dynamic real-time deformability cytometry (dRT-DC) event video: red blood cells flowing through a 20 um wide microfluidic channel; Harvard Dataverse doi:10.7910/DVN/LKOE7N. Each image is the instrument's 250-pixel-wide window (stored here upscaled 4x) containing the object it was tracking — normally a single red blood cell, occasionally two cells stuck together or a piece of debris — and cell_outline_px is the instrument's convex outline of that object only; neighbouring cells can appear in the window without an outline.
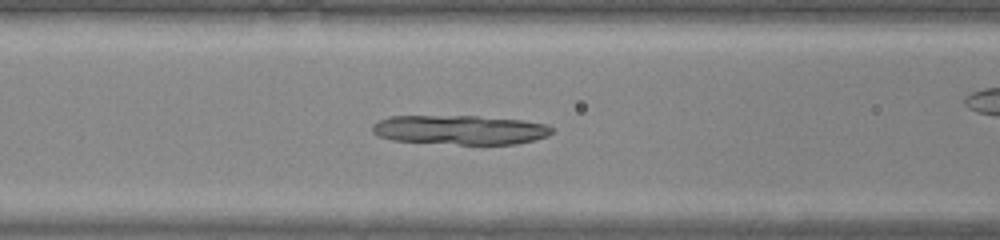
{"species": "common noctule bat (a hibernating species)", "species_latin": "Nyctalus noctula", "temperature_condition": "warm", "stored_images_in_passage": 46, "camera_frame_rate_fps": 3000, "um_per_image_px": 0.085, "animal": {"sex": "male", "body_mass_g": 20.0, "forearm_length_mm": 53.3}, "frame": {"image": 1, "passage_image": 19, "time_ms": 6.0, "image_size_px": [1000, 240], "cell_outline_px": [[552, 132], [548, 136], [536, 140], [516, 144], [460, 144], [392, 140], [376, 136], [372, 132], [372, 124], [380, 120], [392, 116], [476, 116], [524, 120], [548, 124], [552, 128]], "centroid_in_image_um": [39.13, 11.03], "position_along_channel_um": 127.5, "area_um2": 30.81}}
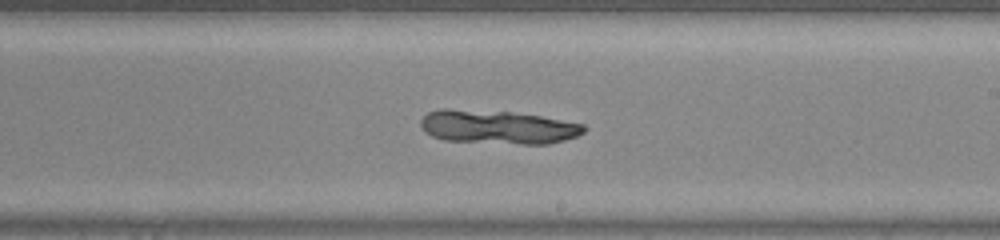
{"frame": {"image": 2, "passage_image": 27, "time_ms": 8.667, "image_size_px": [1000, 240], "cell_outline_px": [[588, 128], [584, 132], [576, 136], [564, 140], [548, 144], [520, 144], [444, 140], [432, 136], [424, 132], [420, 124], [420, 120], [428, 112], [440, 108], [448, 108], [508, 112], [540, 116], [584, 124]], "centroid_in_image_um": [42.28, 10.8], "position_along_channel_um": 246.7, "area_um2": 32.08}}
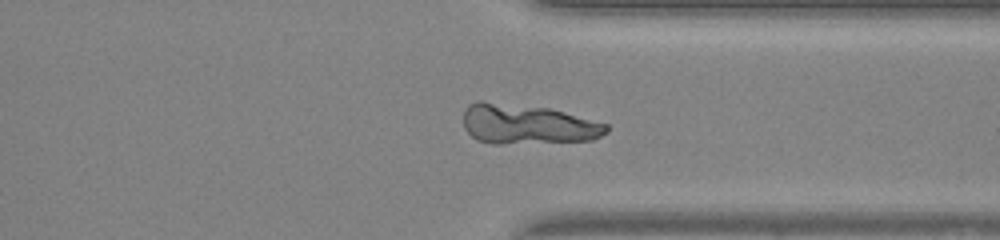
{"frame": {"image": 3, "passage_image": 35, "time_ms": 11.333, "image_size_px": [1000, 240], "cell_outline_px": [[608, 132], [592, 140], [500, 144], [492, 144], [476, 140], [464, 128], [464, 108], [468, 104], [476, 100], [480, 100], [548, 108], [564, 112], [608, 124]], "centroid_in_image_um": [44.78, 10.56], "position_along_channel_um": 366.6, "area_um2": 33.29}}